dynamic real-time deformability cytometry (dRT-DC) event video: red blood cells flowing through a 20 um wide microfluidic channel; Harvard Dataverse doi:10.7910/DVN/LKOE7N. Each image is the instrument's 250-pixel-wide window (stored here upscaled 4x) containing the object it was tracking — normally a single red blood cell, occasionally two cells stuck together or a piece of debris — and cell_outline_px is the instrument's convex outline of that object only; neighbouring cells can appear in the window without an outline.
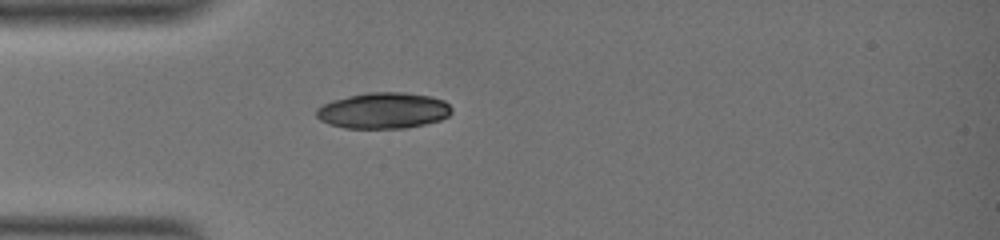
{"species": "common noctule bat (a hibernating species)", "species_latin": "Nyctalus noctula", "temperature_condition": "warm", "stored_images_in_passage": 30, "camera_frame_rate_fps": 3000, "um_per_image_px": 0.085, "animal": {"sex": "female", "body_mass_g": 19.0, "forearm_length_mm": 51.5}, "frame": {"image": 1, "passage_image": 1, "time_ms": 0.0, "image_size_px": [1000, 240], "cell_outline_px": [[452, 112], [448, 116], [440, 120], [424, 124], [404, 128], [344, 128], [328, 124], [320, 120], [316, 116], [316, 108], [332, 100], [348, 96], [368, 92], [404, 92], [432, 96], [444, 100], [452, 108]], "centroid_in_image_um": [32.59, 9.39], "position_along_channel_um": 52.4, "area_um2": 28.55}}
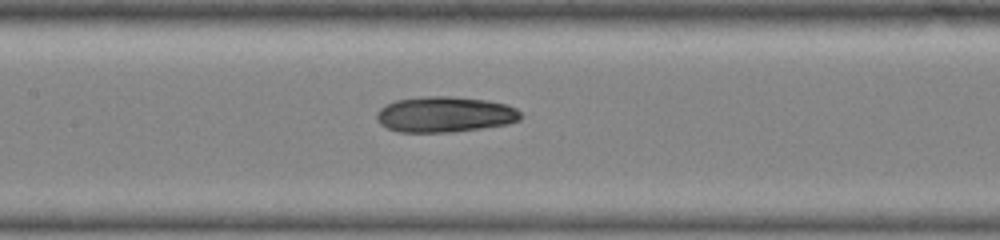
{"frame": {"image": 2, "passage_image": 9, "time_ms": 4.0, "image_size_px": [1000, 240], "cell_outline_px": [[520, 120], [508, 124], [452, 132], [396, 132], [380, 124], [376, 116], [380, 108], [396, 100], [420, 96], [452, 96], [488, 100], [504, 104], [516, 108], [520, 112]], "centroid_in_image_um": [37.8, 9.72], "position_along_channel_um": 169.6, "area_um2": 29.94}}
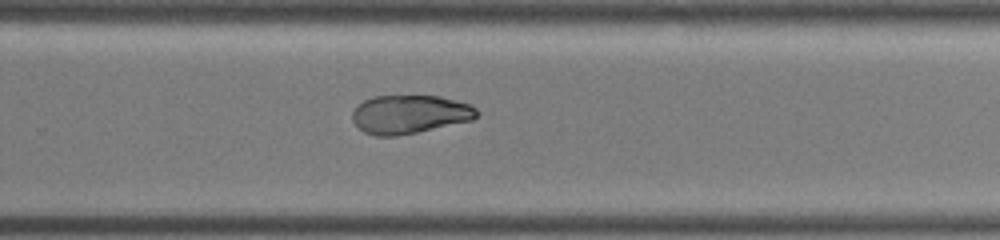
{"frame": {"image": 3, "passage_image": 19, "time_ms": 8.0, "image_size_px": [1000, 240], "cell_outline_px": [[480, 112], [472, 120], [416, 132], [396, 136], [376, 136], [364, 132], [352, 120], [352, 112], [364, 100], [372, 96], [440, 96], [472, 104]], "centroid_in_image_um": [34.84, 9.71], "position_along_channel_um": 295.0, "area_um2": 27.86}}